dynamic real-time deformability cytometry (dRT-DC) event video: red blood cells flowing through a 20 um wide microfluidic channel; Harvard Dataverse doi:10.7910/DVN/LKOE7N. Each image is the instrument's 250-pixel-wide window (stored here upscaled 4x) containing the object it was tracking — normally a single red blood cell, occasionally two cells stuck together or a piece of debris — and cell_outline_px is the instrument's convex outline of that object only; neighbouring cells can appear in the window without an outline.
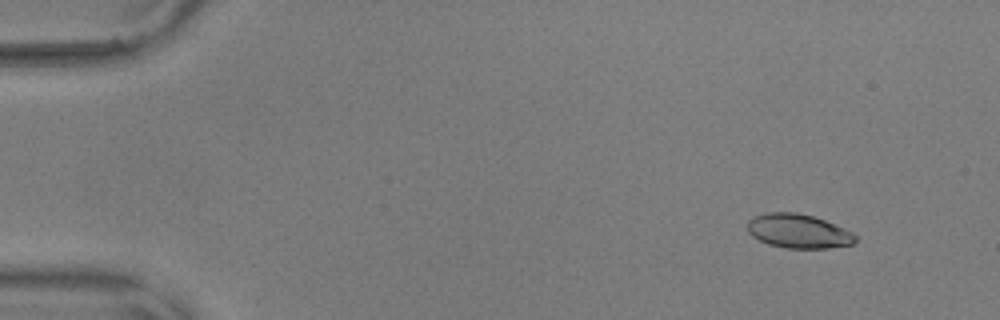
{"species": "common noctule bat (a hibernating species)", "species_latin": "Nyctalus noctula", "temperature_condition": "warm", "stored_images_in_passage": 52, "camera_frame_rate_fps": 3000, "um_per_image_px": 0.085, "animal": {"sex": "male", "body_mass_g": 17.9, "forearm_length_mm": 54.2}, "frame": {"image": 1, "passage_image": 2, "time_ms": 0.333, "image_size_px": [1000, 320], "cell_outline_px": [[856, 240], [852, 244], [828, 248], [788, 248], [768, 244], [752, 236], [748, 232], [748, 220], [752, 216], [764, 212], [796, 212], [812, 216], [824, 220], [844, 228], [852, 232], [856, 236]], "centroid_in_image_um": [67.83, 19.63], "position_along_channel_um": 17.2, "area_um2": 21.44}}
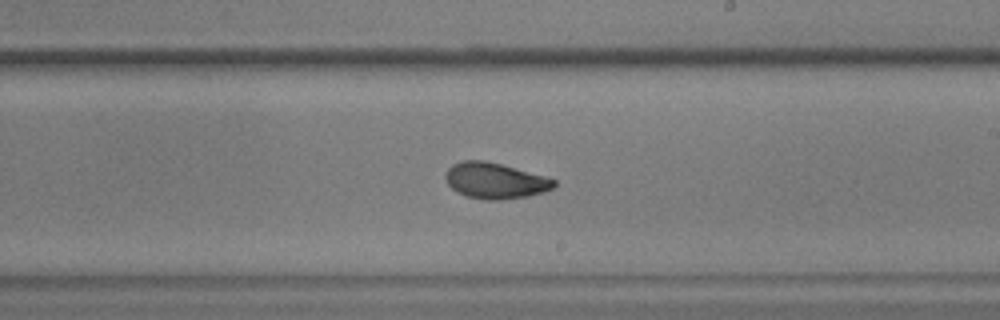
{"frame": {"image": 2, "passage_image": 30, "time_ms": 9.667, "image_size_px": [1000, 320], "cell_outline_px": [[556, 184], [552, 188], [544, 192], [528, 196], [500, 200], [484, 200], [468, 196], [456, 192], [448, 184], [444, 176], [448, 168], [452, 164], [464, 160], [484, 160], [500, 164], [544, 176], [556, 180]], "centroid_in_image_um": [42.06, 15.36], "position_along_channel_um": 246.9, "area_um2": 22.6}}
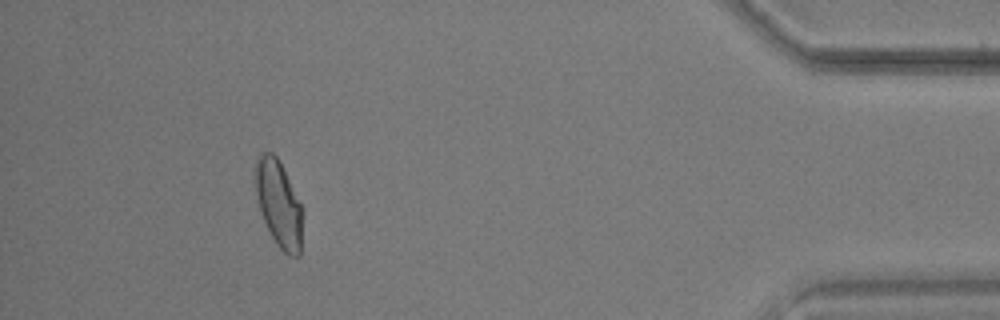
{"frame": {"image": 3, "passage_image": 48, "time_ms": 15.667, "image_size_px": [1000, 320], "cell_outline_px": [[304, 212], [300, 256], [288, 256], [276, 244], [260, 212], [256, 196], [256, 156], [260, 152], [272, 152], [276, 156]], "centroid_in_image_um": [23.7, 17.36], "position_along_channel_um": 411.5, "area_um2": 23.58}, "authors_computed_cell_mechanics": {"area_um2": 22.5131, "velocity_mm_per_s": 3.6313, "shape_relaxation_time_tau1_ms": 4.1664, "shape_relaxation_time_tau2_ms": 1.9808, "deformation_change_tau1": 0.168, "deformation_change_tau2": 0.0681}}